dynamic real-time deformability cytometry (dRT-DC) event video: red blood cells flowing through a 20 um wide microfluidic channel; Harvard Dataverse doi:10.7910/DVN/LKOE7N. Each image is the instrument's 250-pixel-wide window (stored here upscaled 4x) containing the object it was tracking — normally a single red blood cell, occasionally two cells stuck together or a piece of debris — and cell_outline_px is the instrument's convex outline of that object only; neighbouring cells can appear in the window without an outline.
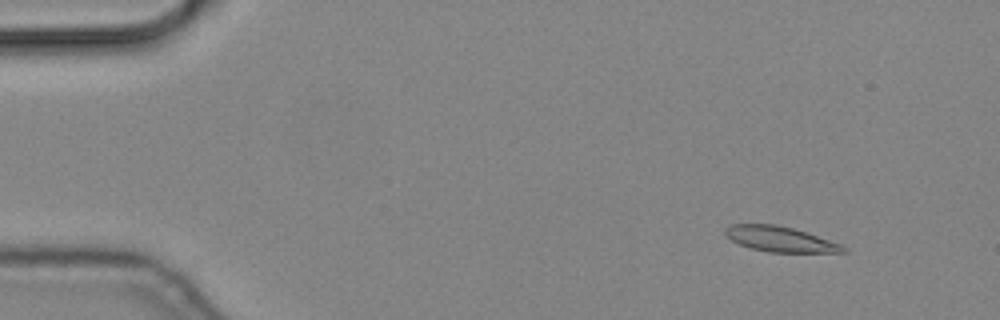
{"species": "common noctule bat (a hibernating species)", "species_latin": "Nyctalus noctula", "temperature_condition": "cold", "stored_images_in_passage": 12, "camera_frame_rate_fps": 3000, "um_per_image_px": 0.085, "animal": {"sex": "male", "body_mass_g": 19.2, "forearm_length_mm": 51.8}, "frame": {"image": 1, "passage_image": 2, "time_ms": 0.333, "image_size_px": [1000, 320], "cell_outline_px": [[848, 252], [768, 252], [752, 248], [740, 244], [732, 240], [724, 232], [724, 228], [732, 224], [776, 224], [792, 228], [840, 244], [848, 248]], "centroid_in_image_um": [66.29, 20.32], "position_along_channel_um": 18.7, "area_um2": 17.05}}
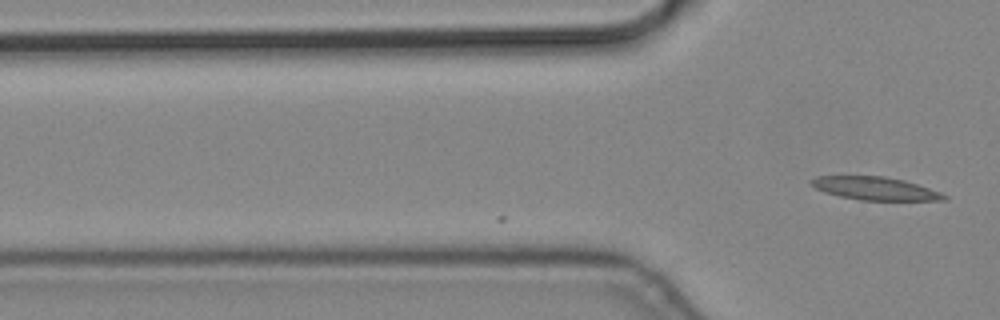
{"frame": {"image": 2, "passage_image": 12, "time_ms": 3.667, "image_size_px": [1000, 320], "cell_outline_px": [[948, 200], [860, 200], [840, 196], [824, 192], [816, 188], [812, 184], [812, 180], [816, 176], [884, 176], [904, 180], [940, 192], [948, 196]], "centroid_in_image_um": [74.41, 16.02], "position_along_channel_um": 51.4, "area_um2": 17.63}}